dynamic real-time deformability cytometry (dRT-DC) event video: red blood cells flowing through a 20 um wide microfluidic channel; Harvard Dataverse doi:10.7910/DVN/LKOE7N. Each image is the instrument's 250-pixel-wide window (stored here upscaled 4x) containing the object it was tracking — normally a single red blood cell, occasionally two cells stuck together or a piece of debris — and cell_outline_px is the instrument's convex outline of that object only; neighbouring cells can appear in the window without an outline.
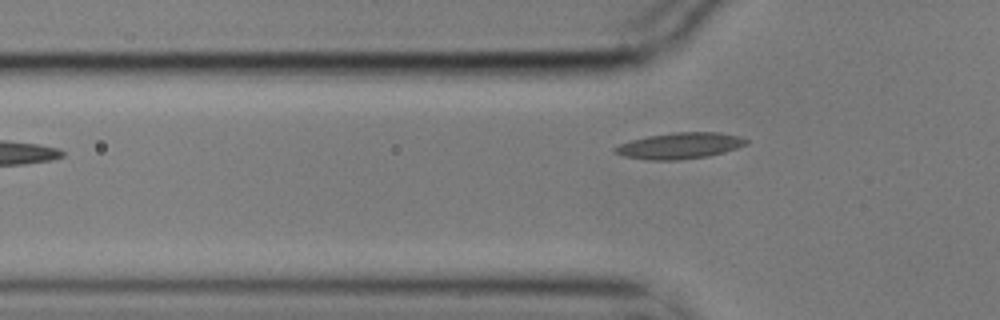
{"species": "common noctule bat (a hibernating species)", "species_latin": "Nyctalus noctula", "temperature_condition": "cold", "stored_images_in_passage": 4, "camera_frame_rate_fps": 3000, "um_per_image_px": 0.085, "animal": {"sex": "male", "body_mass_g": 17.9}, "frame": {"image": 1, "passage_image": 4, "time_ms": 1.0, "image_size_px": [1000, 320], "cell_outline_px": [[748, 144], [724, 152], [708, 156], [676, 160], [648, 160], [624, 156], [612, 152], [612, 148], [620, 144], [632, 140], [648, 136], [672, 132], [720, 132], [740, 136], [748, 140]], "centroid_in_image_um": [57.78, 12.38], "position_along_channel_um": 68.0, "area_um2": 20.06}}